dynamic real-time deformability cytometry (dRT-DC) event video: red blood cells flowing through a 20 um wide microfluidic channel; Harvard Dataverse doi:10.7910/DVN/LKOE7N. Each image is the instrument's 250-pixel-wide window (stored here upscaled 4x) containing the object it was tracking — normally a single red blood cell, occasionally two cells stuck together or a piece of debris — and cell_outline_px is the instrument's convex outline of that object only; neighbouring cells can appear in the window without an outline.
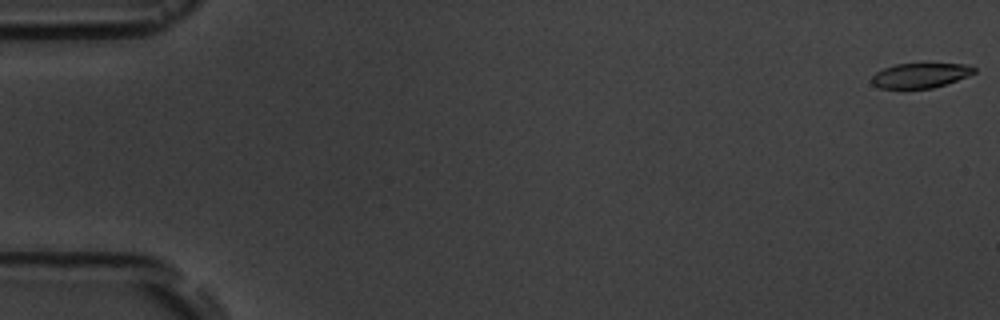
{"species": "common noctule bat (a hibernating species)", "species_latin": "Nyctalus noctula", "temperature_condition": "room temperature", "stored_images_in_passage": 10, "camera_frame_rate_fps": 3000, "um_per_image_px": 0.085, "animal": {"sex": "male", "body_mass_g": 19.5, "forearm_length_mm": 54.6}, "frame": {"image": 1, "passage_image": 1, "time_ms": 0.0, "image_size_px": [1000, 320], "cell_outline_px": [[976, 72], [968, 76], [932, 88], [880, 88], [872, 84], [872, 76], [876, 72], [884, 68], [896, 64], [964, 64], [976, 68]], "centroid_in_image_um": [78.22, 6.41], "position_along_channel_um": 6.8, "area_um2": 14.57}}
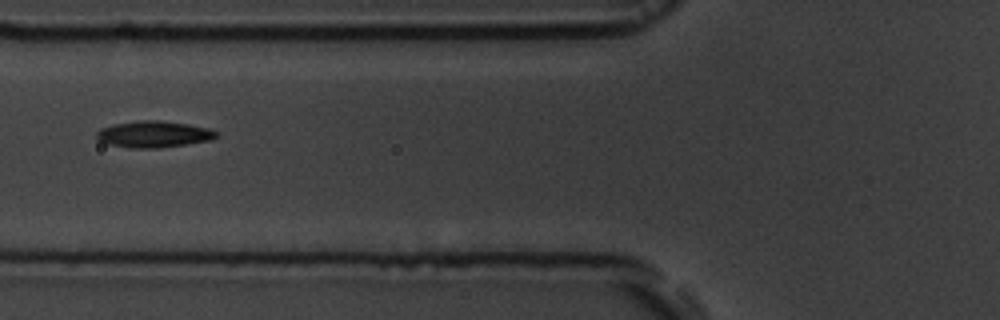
{"frame": {"image": 2, "passage_image": 7, "time_ms": 7.0, "image_size_px": [1000, 320], "cell_outline_px": [[216, 136], [212, 140], [156, 148], [132, 148], [108, 144], [100, 140], [96, 136], [96, 132], [100, 128], [112, 124], [140, 120], [160, 120], [188, 124], [208, 128], [216, 132]], "centroid_in_image_um": [13.03, 11.4], "position_along_channel_um": 112.8, "area_um2": 18.32}}
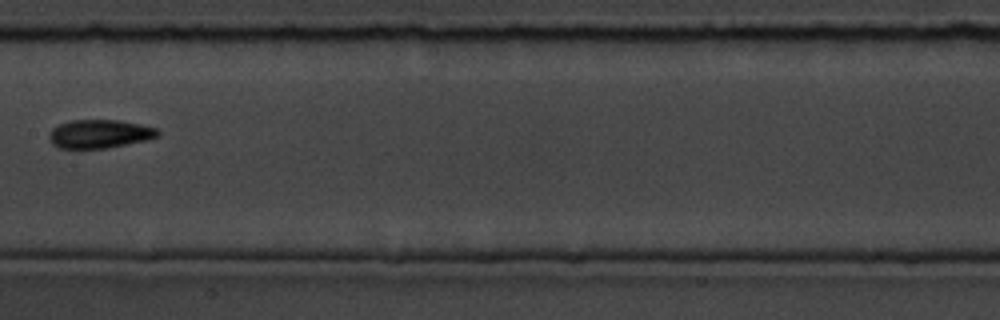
{"frame": {"image": 3, "passage_image": 9, "time_ms": 9.333, "image_size_px": [1000, 320], "cell_outline_px": [[160, 136], [144, 140], [104, 148], [60, 148], [52, 144], [48, 136], [52, 128], [60, 124], [72, 120], [120, 120], [140, 124], [156, 128], [160, 132]], "centroid_in_image_um": [8.45, 11.37], "position_along_channel_um": 198.9, "area_um2": 17.86}}